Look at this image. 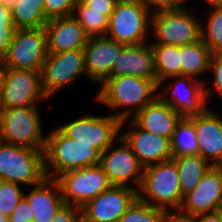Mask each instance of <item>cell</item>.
I'll use <instances>...</instances> for the list:
<instances>
[{"mask_svg": "<svg viewBox=\"0 0 222 222\" xmlns=\"http://www.w3.org/2000/svg\"><path fill=\"white\" fill-rule=\"evenodd\" d=\"M158 84L148 78L109 76L95 95V100L110 108L121 121L130 119L157 98Z\"/></svg>", "mask_w": 222, "mask_h": 222, "instance_id": "obj_1", "label": "cell"}, {"mask_svg": "<svg viewBox=\"0 0 222 222\" xmlns=\"http://www.w3.org/2000/svg\"><path fill=\"white\" fill-rule=\"evenodd\" d=\"M46 135L44 160L47 177L56 179L67 171L99 164L101 153L90 144L69 138L58 127Z\"/></svg>", "mask_w": 222, "mask_h": 222, "instance_id": "obj_2", "label": "cell"}, {"mask_svg": "<svg viewBox=\"0 0 222 222\" xmlns=\"http://www.w3.org/2000/svg\"><path fill=\"white\" fill-rule=\"evenodd\" d=\"M137 195L144 203L176 213L183 200L176 162L170 159L144 168Z\"/></svg>", "mask_w": 222, "mask_h": 222, "instance_id": "obj_3", "label": "cell"}, {"mask_svg": "<svg viewBox=\"0 0 222 222\" xmlns=\"http://www.w3.org/2000/svg\"><path fill=\"white\" fill-rule=\"evenodd\" d=\"M151 14L144 0L118 1L109 17L106 36L124 45L148 43Z\"/></svg>", "mask_w": 222, "mask_h": 222, "instance_id": "obj_4", "label": "cell"}, {"mask_svg": "<svg viewBox=\"0 0 222 222\" xmlns=\"http://www.w3.org/2000/svg\"><path fill=\"white\" fill-rule=\"evenodd\" d=\"M38 109V106H23L0 110V140L44 151L47 135Z\"/></svg>", "mask_w": 222, "mask_h": 222, "instance_id": "obj_5", "label": "cell"}, {"mask_svg": "<svg viewBox=\"0 0 222 222\" xmlns=\"http://www.w3.org/2000/svg\"><path fill=\"white\" fill-rule=\"evenodd\" d=\"M44 151L0 140V180L29 186L46 178Z\"/></svg>", "mask_w": 222, "mask_h": 222, "instance_id": "obj_6", "label": "cell"}, {"mask_svg": "<svg viewBox=\"0 0 222 222\" xmlns=\"http://www.w3.org/2000/svg\"><path fill=\"white\" fill-rule=\"evenodd\" d=\"M191 7L151 14L150 44L183 46L201 39V19Z\"/></svg>", "mask_w": 222, "mask_h": 222, "instance_id": "obj_7", "label": "cell"}, {"mask_svg": "<svg viewBox=\"0 0 222 222\" xmlns=\"http://www.w3.org/2000/svg\"><path fill=\"white\" fill-rule=\"evenodd\" d=\"M205 83V80L200 81L189 76H171L158 82L157 97L182 117L201 115L209 108Z\"/></svg>", "mask_w": 222, "mask_h": 222, "instance_id": "obj_8", "label": "cell"}, {"mask_svg": "<svg viewBox=\"0 0 222 222\" xmlns=\"http://www.w3.org/2000/svg\"><path fill=\"white\" fill-rule=\"evenodd\" d=\"M121 122L112 114L105 116L85 114L58 128L69 138L90 144L102 153L121 137Z\"/></svg>", "mask_w": 222, "mask_h": 222, "instance_id": "obj_9", "label": "cell"}, {"mask_svg": "<svg viewBox=\"0 0 222 222\" xmlns=\"http://www.w3.org/2000/svg\"><path fill=\"white\" fill-rule=\"evenodd\" d=\"M48 99L42 89L40 71L6 67L0 93V110L37 106Z\"/></svg>", "mask_w": 222, "mask_h": 222, "instance_id": "obj_10", "label": "cell"}, {"mask_svg": "<svg viewBox=\"0 0 222 222\" xmlns=\"http://www.w3.org/2000/svg\"><path fill=\"white\" fill-rule=\"evenodd\" d=\"M86 76L83 49L48 53L41 71L42 89L49 98Z\"/></svg>", "mask_w": 222, "mask_h": 222, "instance_id": "obj_11", "label": "cell"}, {"mask_svg": "<svg viewBox=\"0 0 222 222\" xmlns=\"http://www.w3.org/2000/svg\"><path fill=\"white\" fill-rule=\"evenodd\" d=\"M56 180L64 203L80 208L112 186L99 164L67 171L59 175Z\"/></svg>", "mask_w": 222, "mask_h": 222, "instance_id": "obj_12", "label": "cell"}, {"mask_svg": "<svg viewBox=\"0 0 222 222\" xmlns=\"http://www.w3.org/2000/svg\"><path fill=\"white\" fill-rule=\"evenodd\" d=\"M47 35L44 27L16 29L7 56L6 67L42 71L47 58Z\"/></svg>", "mask_w": 222, "mask_h": 222, "instance_id": "obj_13", "label": "cell"}, {"mask_svg": "<svg viewBox=\"0 0 222 222\" xmlns=\"http://www.w3.org/2000/svg\"><path fill=\"white\" fill-rule=\"evenodd\" d=\"M99 165L112 185L132 187L138 191L144 167L122 137L101 153Z\"/></svg>", "mask_w": 222, "mask_h": 222, "instance_id": "obj_14", "label": "cell"}, {"mask_svg": "<svg viewBox=\"0 0 222 222\" xmlns=\"http://www.w3.org/2000/svg\"><path fill=\"white\" fill-rule=\"evenodd\" d=\"M129 121L128 130L123 132V127ZM121 131V137L144 168L173 158L169 138L141 129L130 118L121 122Z\"/></svg>", "mask_w": 222, "mask_h": 222, "instance_id": "obj_15", "label": "cell"}, {"mask_svg": "<svg viewBox=\"0 0 222 222\" xmlns=\"http://www.w3.org/2000/svg\"><path fill=\"white\" fill-rule=\"evenodd\" d=\"M137 198L132 187L112 185L81 207V214L92 222H117Z\"/></svg>", "mask_w": 222, "mask_h": 222, "instance_id": "obj_16", "label": "cell"}, {"mask_svg": "<svg viewBox=\"0 0 222 222\" xmlns=\"http://www.w3.org/2000/svg\"><path fill=\"white\" fill-rule=\"evenodd\" d=\"M222 201V169L212 166L198 185L185 196L177 214L193 218L194 216L214 212Z\"/></svg>", "mask_w": 222, "mask_h": 222, "instance_id": "obj_17", "label": "cell"}, {"mask_svg": "<svg viewBox=\"0 0 222 222\" xmlns=\"http://www.w3.org/2000/svg\"><path fill=\"white\" fill-rule=\"evenodd\" d=\"M125 46L107 36L89 37L83 49L87 80L101 85L111 75L116 59Z\"/></svg>", "mask_w": 222, "mask_h": 222, "instance_id": "obj_18", "label": "cell"}, {"mask_svg": "<svg viewBox=\"0 0 222 222\" xmlns=\"http://www.w3.org/2000/svg\"><path fill=\"white\" fill-rule=\"evenodd\" d=\"M194 128L198 137L199 155L212 166L222 163V114L209 108L194 116Z\"/></svg>", "mask_w": 222, "mask_h": 222, "instance_id": "obj_19", "label": "cell"}, {"mask_svg": "<svg viewBox=\"0 0 222 222\" xmlns=\"http://www.w3.org/2000/svg\"><path fill=\"white\" fill-rule=\"evenodd\" d=\"M44 28L48 53L84 49L89 39L84 28L73 16L51 19Z\"/></svg>", "mask_w": 222, "mask_h": 222, "instance_id": "obj_20", "label": "cell"}, {"mask_svg": "<svg viewBox=\"0 0 222 222\" xmlns=\"http://www.w3.org/2000/svg\"><path fill=\"white\" fill-rule=\"evenodd\" d=\"M110 76H135L157 83L151 44L126 45L116 59Z\"/></svg>", "mask_w": 222, "mask_h": 222, "instance_id": "obj_21", "label": "cell"}, {"mask_svg": "<svg viewBox=\"0 0 222 222\" xmlns=\"http://www.w3.org/2000/svg\"><path fill=\"white\" fill-rule=\"evenodd\" d=\"M181 118L175 109L157 97L137 112L131 120L141 129L171 140Z\"/></svg>", "mask_w": 222, "mask_h": 222, "instance_id": "obj_22", "label": "cell"}, {"mask_svg": "<svg viewBox=\"0 0 222 222\" xmlns=\"http://www.w3.org/2000/svg\"><path fill=\"white\" fill-rule=\"evenodd\" d=\"M31 187L30 192L25 190L24 197L34 213L33 222H51L56 212L65 204L58 181L46 177L41 183Z\"/></svg>", "mask_w": 222, "mask_h": 222, "instance_id": "obj_23", "label": "cell"}, {"mask_svg": "<svg viewBox=\"0 0 222 222\" xmlns=\"http://www.w3.org/2000/svg\"><path fill=\"white\" fill-rule=\"evenodd\" d=\"M211 56L212 52L202 38L192 44L180 46L181 75L202 81V74H209Z\"/></svg>", "mask_w": 222, "mask_h": 222, "instance_id": "obj_24", "label": "cell"}, {"mask_svg": "<svg viewBox=\"0 0 222 222\" xmlns=\"http://www.w3.org/2000/svg\"><path fill=\"white\" fill-rule=\"evenodd\" d=\"M177 165L181 195L192 191L212 165L199 154L172 158Z\"/></svg>", "mask_w": 222, "mask_h": 222, "instance_id": "obj_25", "label": "cell"}, {"mask_svg": "<svg viewBox=\"0 0 222 222\" xmlns=\"http://www.w3.org/2000/svg\"><path fill=\"white\" fill-rule=\"evenodd\" d=\"M10 8L17 29L41 28L49 21L44 13V0H16Z\"/></svg>", "mask_w": 222, "mask_h": 222, "instance_id": "obj_26", "label": "cell"}, {"mask_svg": "<svg viewBox=\"0 0 222 222\" xmlns=\"http://www.w3.org/2000/svg\"><path fill=\"white\" fill-rule=\"evenodd\" d=\"M158 82L171 76L181 75L180 46L151 44Z\"/></svg>", "mask_w": 222, "mask_h": 222, "instance_id": "obj_27", "label": "cell"}, {"mask_svg": "<svg viewBox=\"0 0 222 222\" xmlns=\"http://www.w3.org/2000/svg\"><path fill=\"white\" fill-rule=\"evenodd\" d=\"M170 142L173 157L199 154L198 137L194 128V116L181 118L175 127Z\"/></svg>", "mask_w": 222, "mask_h": 222, "instance_id": "obj_28", "label": "cell"}, {"mask_svg": "<svg viewBox=\"0 0 222 222\" xmlns=\"http://www.w3.org/2000/svg\"><path fill=\"white\" fill-rule=\"evenodd\" d=\"M112 12L90 10L81 0H77L72 16L84 28L89 37L106 36Z\"/></svg>", "mask_w": 222, "mask_h": 222, "instance_id": "obj_29", "label": "cell"}, {"mask_svg": "<svg viewBox=\"0 0 222 222\" xmlns=\"http://www.w3.org/2000/svg\"><path fill=\"white\" fill-rule=\"evenodd\" d=\"M207 12V23L202 22L201 26V38L212 53H222V6L209 8Z\"/></svg>", "mask_w": 222, "mask_h": 222, "instance_id": "obj_30", "label": "cell"}, {"mask_svg": "<svg viewBox=\"0 0 222 222\" xmlns=\"http://www.w3.org/2000/svg\"><path fill=\"white\" fill-rule=\"evenodd\" d=\"M167 212L162 208L144 203L138 198L117 222H164Z\"/></svg>", "mask_w": 222, "mask_h": 222, "instance_id": "obj_31", "label": "cell"}, {"mask_svg": "<svg viewBox=\"0 0 222 222\" xmlns=\"http://www.w3.org/2000/svg\"><path fill=\"white\" fill-rule=\"evenodd\" d=\"M20 184L0 180V211L9 216L24 197Z\"/></svg>", "mask_w": 222, "mask_h": 222, "instance_id": "obj_32", "label": "cell"}, {"mask_svg": "<svg viewBox=\"0 0 222 222\" xmlns=\"http://www.w3.org/2000/svg\"><path fill=\"white\" fill-rule=\"evenodd\" d=\"M16 29L11 18V8L0 3V59L7 56Z\"/></svg>", "mask_w": 222, "mask_h": 222, "instance_id": "obj_33", "label": "cell"}, {"mask_svg": "<svg viewBox=\"0 0 222 222\" xmlns=\"http://www.w3.org/2000/svg\"><path fill=\"white\" fill-rule=\"evenodd\" d=\"M209 73L213 75L211 78L212 86L205 83V92L207 103H209L214 95L219 96L222 100V53H212L210 59Z\"/></svg>", "mask_w": 222, "mask_h": 222, "instance_id": "obj_34", "label": "cell"}, {"mask_svg": "<svg viewBox=\"0 0 222 222\" xmlns=\"http://www.w3.org/2000/svg\"><path fill=\"white\" fill-rule=\"evenodd\" d=\"M77 0H44V13L48 20L72 16Z\"/></svg>", "mask_w": 222, "mask_h": 222, "instance_id": "obj_35", "label": "cell"}, {"mask_svg": "<svg viewBox=\"0 0 222 222\" xmlns=\"http://www.w3.org/2000/svg\"><path fill=\"white\" fill-rule=\"evenodd\" d=\"M186 1L189 0H144L152 13L166 10L187 9L188 7L185 3L188 2Z\"/></svg>", "mask_w": 222, "mask_h": 222, "instance_id": "obj_36", "label": "cell"}, {"mask_svg": "<svg viewBox=\"0 0 222 222\" xmlns=\"http://www.w3.org/2000/svg\"><path fill=\"white\" fill-rule=\"evenodd\" d=\"M34 213L25 197L17 204L9 215V222H33Z\"/></svg>", "mask_w": 222, "mask_h": 222, "instance_id": "obj_37", "label": "cell"}, {"mask_svg": "<svg viewBox=\"0 0 222 222\" xmlns=\"http://www.w3.org/2000/svg\"><path fill=\"white\" fill-rule=\"evenodd\" d=\"M81 208L64 204L55 214L51 222H78Z\"/></svg>", "mask_w": 222, "mask_h": 222, "instance_id": "obj_38", "label": "cell"}, {"mask_svg": "<svg viewBox=\"0 0 222 222\" xmlns=\"http://www.w3.org/2000/svg\"><path fill=\"white\" fill-rule=\"evenodd\" d=\"M90 10L113 11L118 0H81Z\"/></svg>", "mask_w": 222, "mask_h": 222, "instance_id": "obj_39", "label": "cell"}, {"mask_svg": "<svg viewBox=\"0 0 222 222\" xmlns=\"http://www.w3.org/2000/svg\"><path fill=\"white\" fill-rule=\"evenodd\" d=\"M195 222H221L214 212L200 214L193 217Z\"/></svg>", "mask_w": 222, "mask_h": 222, "instance_id": "obj_40", "label": "cell"}, {"mask_svg": "<svg viewBox=\"0 0 222 222\" xmlns=\"http://www.w3.org/2000/svg\"><path fill=\"white\" fill-rule=\"evenodd\" d=\"M164 222H195L193 218H186L177 213H167Z\"/></svg>", "mask_w": 222, "mask_h": 222, "instance_id": "obj_41", "label": "cell"}, {"mask_svg": "<svg viewBox=\"0 0 222 222\" xmlns=\"http://www.w3.org/2000/svg\"><path fill=\"white\" fill-rule=\"evenodd\" d=\"M5 69H6V66L4 64V60L0 59V93H1V88H2V84H3Z\"/></svg>", "mask_w": 222, "mask_h": 222, "instance_id": "obj_42", "label": "cell"}, {"mask_svg": "<svg viewBox=\"0 0 222 222\" xmlns=\"http://www.w3.org/2000/svg\"><path fill=\"white\" fill-rule=\"evenodd\" d=\"M209 8L222 6V0H202Z\"/></svg>", "mask_w": 222, "mask_h": 222, "instance_id": "obj_43", "label": "cell"}, {"mask_svg": "<svg viewBox=\"0 0 222 222\" xmlns=\"http://www.w3.org/2000/svg\"><path fill=\"white\" fill-rule=\"evenodd\" d=\"M214 213L217 215L218 219L222 222V201H220L216 205Z\"/></svg>", "mask_w": 222, "mask_h": 222, "instance_id": "obj_44", "label": "cell"}, {"mask_svg": "<svg viewBox=\"0 0 222 222\" xmlns=\"http://www.w3.org/2000/svg\"><path fill=\"white\" fill-rule=\"evenodd\" d=\"M16 0H1V3L5 6L11 7L13 2H15Z\"/></svg>", "mask_w": 222, "mask_h": 222, "instance_id": "obj_45", "label": "cell"}, {"mask_svg": "<svg viewBox=\"0 0 222 222\" xmlns=\"http://www.w3.org/2000/svg\"><path fill=\"white\" fill-rule=\"evenodd\" d=\"M0 222H9V216L4 215L1 211H0Z\"/></svg>", "mask_w": 222, "mask_h": 222, "instance_id": "obj_46", "label": "cell"}, {"mask_svg": "<svg viewBox=\"0 0 222 222\" xmlns=\"http://www.w3.org/2000/svg\"><path fill=\"white\" fill-rule=\"evenodd\" d=\"M78 222H92V221L86 219V218L81 214L80 217H79Z\"/></svg>", "mask_w": 222, "mask_h": 222, "instance_id": "obj_47", "label": "cell"}]
</instances>
